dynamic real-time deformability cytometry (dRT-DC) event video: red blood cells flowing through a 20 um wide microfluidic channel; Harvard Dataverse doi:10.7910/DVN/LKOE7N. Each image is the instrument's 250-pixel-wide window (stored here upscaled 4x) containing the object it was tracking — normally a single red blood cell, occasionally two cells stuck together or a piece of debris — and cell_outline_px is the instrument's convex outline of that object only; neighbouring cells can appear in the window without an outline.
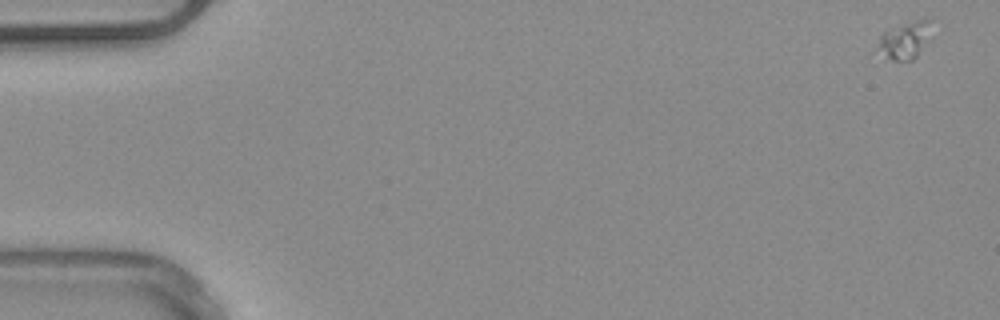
{"species": "common noctule bat (a hibernating species)", "species_latin": "Nyctalus noctula", "temperature_condition": "warm", "stored_images_in_passage": 53, "camera_frame_rate_fps": 3000, "um_per_image_px": 0.085, "animal": {"sex": "male", "body_mass_g": 20.4}, "frame": {"image": 1, "passage_image": 1, "time_ms": 0.0, "image_size_px": [1000, 320], "cell_outline_px": [[932, 40], [912, 60], [892, 60], [888, 56], [880, 44], [880, 36], [884, 32], [920, 20], [928, 20]], "centroid_in_image_um": [77.05, 3.44], "position_along_channel_um": 8.0, "area_um2": 10.69}}
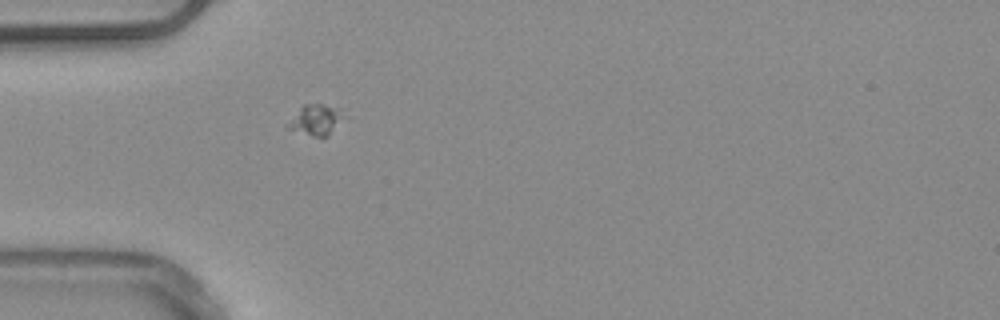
{"frame": {"image": 2, "passage_image": 16, "time_ms": 5.0, "image_size_px": [1000, 320], "cell_outline_px": [[352, 116], [328, 136], [312, 136], [288, 128], [300, 108], [304, 104], [324, 104], [336, 108]], "centroid_in_image_um": [27.06, 10.18], "position_along_channel_um": 57.9, "area_um2": 10.0}}